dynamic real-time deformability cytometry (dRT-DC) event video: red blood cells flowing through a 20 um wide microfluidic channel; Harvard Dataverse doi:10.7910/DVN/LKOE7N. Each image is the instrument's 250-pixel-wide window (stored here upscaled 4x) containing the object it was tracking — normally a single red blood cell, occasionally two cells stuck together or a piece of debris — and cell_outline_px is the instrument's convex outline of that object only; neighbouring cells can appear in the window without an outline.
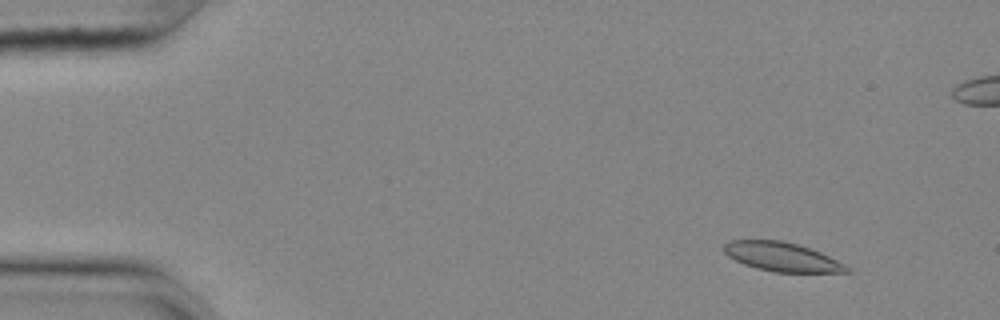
{"species": "common noctule bat (a hibernating species)", "species_latin": "Nyctalus noctula", "temperature_condition": "cold", "stored_images_in_passage": 53, "camera_frame_rate_fps": 3000, "um_per_image_px": 0.085, "animal": {"sex": "female", "body_mass_g": 25.1}, "frame": {"image": 1, "passage_image": 2, "time_ms": 0.333, "image_size_px": [1000, 320], "cell_outline_px": [[852, 272], [776, 272], [756, 268], [744, 264], [728, 256], [724, 252], [724, 244], [728, 240], [780, 240], [796, 244], [820, 252], [852, 268]], "centroid_in_image_um": [66.46, 21.83], "position_along_channel_um": 18.5, "area_um2": 20.58}}
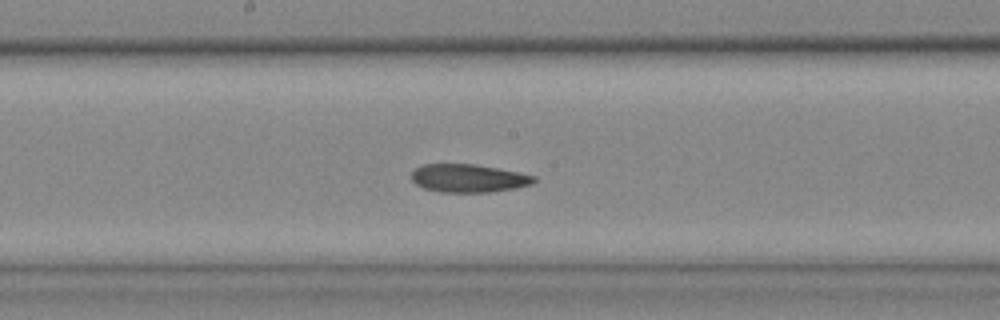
{"frame": {"image": 2, "passage_image": 26, "time_ms": 8.333, "image_size_px": [1000, 320], "cell_outline_px": [[536, 180], [532, 184], [516, 188], [488, 192], [440, 192], [424, 188], [416, 184], [412, 180], [412, 172], [420, 164], [476, 164], [536, 176]], "centroid_in_image_um": [39.8, 15.15], "position_along_channel_um": 208.4, "area_um2": 20.0}}
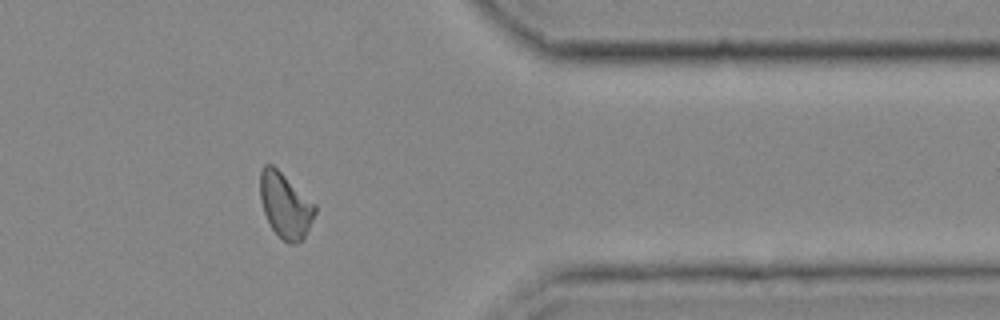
{"frame": {"image": 3, "passage_image": 42, "time_ms": 13.667, "image_size_px": [1000, 320], "cell_outline_px": [[316, 212], [304, 240], [296, 244], [288, 244], [272, 228], [264, 212], [260, 196], [260, 172], [264, 164], [272, 164], [316, 204]], "centroid_in_image_um": [24.27, 17.47], "position_along_channel_um": 387.1, "area_um2": 20.75}}